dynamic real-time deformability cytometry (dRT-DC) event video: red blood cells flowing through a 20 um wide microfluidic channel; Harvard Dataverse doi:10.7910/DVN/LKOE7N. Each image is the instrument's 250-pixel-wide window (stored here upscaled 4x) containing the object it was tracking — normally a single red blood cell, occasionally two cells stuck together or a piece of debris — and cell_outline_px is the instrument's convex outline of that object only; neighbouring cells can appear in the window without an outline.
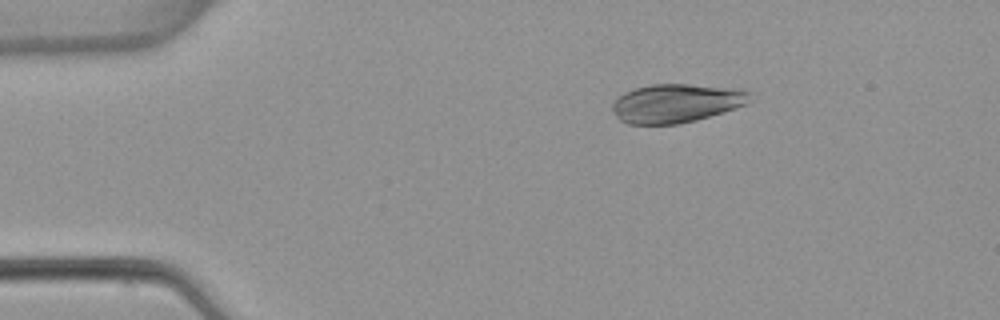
{"species": "common noctule bat (a hibernating species)", "species_latin": "Nyctalus noctula", "temperature_condition": "warm", "stored_images_in_passage": 3, "camera_frame_rate_fps": 3000, "um_per_image_px": 0.085, "animal": {"sex": "female", "body_mass_g": 22.7, "forearm_length_mm": 54.2}, "frame": {"image": 1, "passage_image": 1, "time_ms": 0.0, "image_size_px": [1000, 320], "cell_outline_px": [[752, 100], [748, 104], [696, 120], [680, 124], [628, 124], [620, 120], [612, 112], [612, 104], [624, 92], [636, 88], [652, 84], [688, 84], [744, 88], [748, 92]], "centroid_in_image_um": [57.51, 8.77], "position_along_channel_um": 27.5, "area_um2": 31.21}}
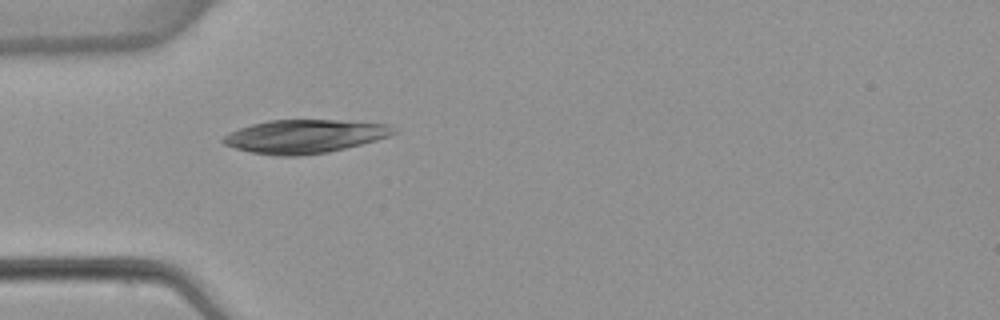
{"frame": {"image": 2, "passage_image": 3, "time_ms": 2.333, "image_size_px": [1000, 320], "cell_outline_px": [[396, 132], [388, 136], [376, 140], [328, 152], [300, 156], [276, 156], [252, 152], [236, 148], [224, 144], [220, 140], [224, 136], [240, 128], [252, 124], [268, 120], [336, 120], [388, 124], [396, 128]], "centroid_in_image_um": [25.89, 11.59], "position_along_channel_um": 59.1, "area_um2": 33.0}}